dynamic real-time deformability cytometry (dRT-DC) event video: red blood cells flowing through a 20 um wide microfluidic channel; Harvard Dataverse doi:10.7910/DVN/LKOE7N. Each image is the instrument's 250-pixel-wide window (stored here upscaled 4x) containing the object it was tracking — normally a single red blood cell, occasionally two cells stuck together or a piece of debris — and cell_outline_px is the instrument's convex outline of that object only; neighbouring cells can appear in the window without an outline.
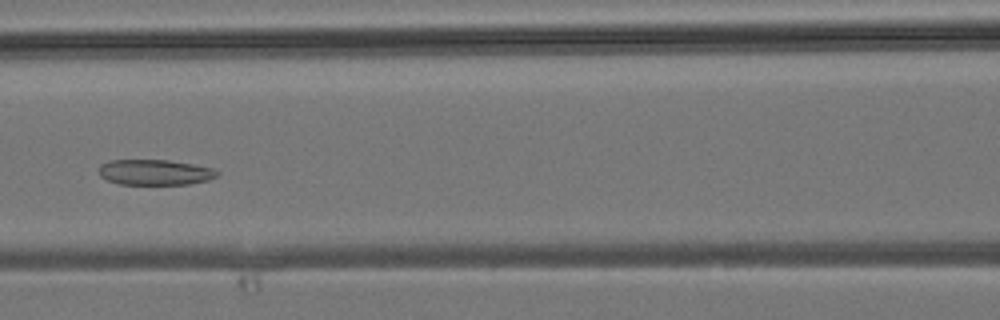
{"species": "common noctule bat (a hibernating species)", "species_latin": "Nyctalus noctula", "temperature_condition": "room temperature", "stored_images_in_passage": 41, "camera_frame_rate_fps": 3000, "um_per_image_px": 0.085, "animal": {"sex": "male", "body_mass_g": 19.2, "forearm_length_mm": 51.8}, "frame": {"image": 1, "passage_image": 18, "time_ms": 5.667, "image_size_px": [1000, 320], "cell_outline_px": [[220, 172], [216, 176], [208, 180], [188, 184], [120, 184], [108, 180], [100, 176], [100, 164], [108, 160], [168, 160], [192, 164], [212, 168]], "centroid_in_image_um": [13.16, 14.64], "position_along_channel_um": 153.4, "area_um2": 17.46}}
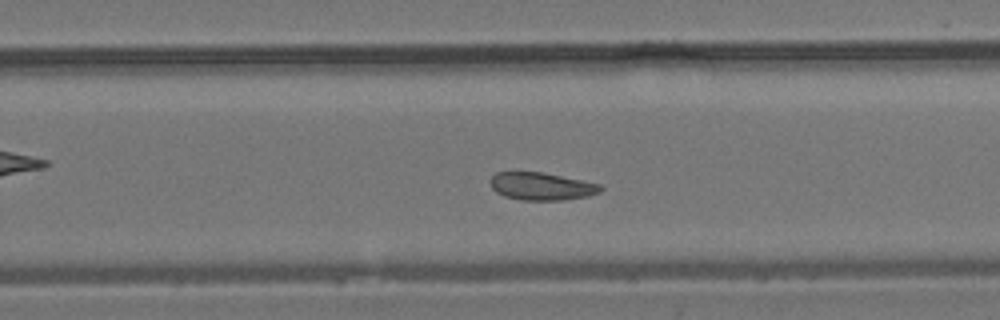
{"frame": {"image": 2, "passage_image": 26, "time_ms": 8.333, "image_size_px": [1000, 320], "cell_outline_px": [[604, 188], [600, 192], [588, 196], [564, 200], [520, 200], [504, 196], [496, 192], [492, 188], [488, 180], [496, 172], [540, 172], [600, 184]], "centroid_in_image_um": [46.0, 15.84], "position_along_channel_um": 283.8, "area_um2": 17.74}}
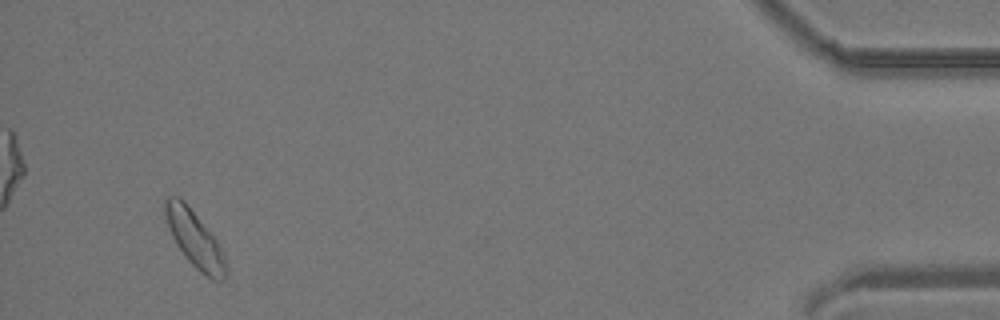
{"frame": {"image": 3, "passage_image": 39, "time_ms": 12.667, "image_size_px": [1000, 320], "cell_outline_px": [[228, 276], [224, 280], [212, 280], [200, 272], [188, 260], [176, 244], [172, 236], [164, 212], [164, 200], [168, 196], [180, 196], [184, 200], [216, 240], [224, 252], [228, 268]], "centroid_in_image_um": [16.58, 20.35], "position_along_channel_um": 418.6, "area_um2": 20.0}}